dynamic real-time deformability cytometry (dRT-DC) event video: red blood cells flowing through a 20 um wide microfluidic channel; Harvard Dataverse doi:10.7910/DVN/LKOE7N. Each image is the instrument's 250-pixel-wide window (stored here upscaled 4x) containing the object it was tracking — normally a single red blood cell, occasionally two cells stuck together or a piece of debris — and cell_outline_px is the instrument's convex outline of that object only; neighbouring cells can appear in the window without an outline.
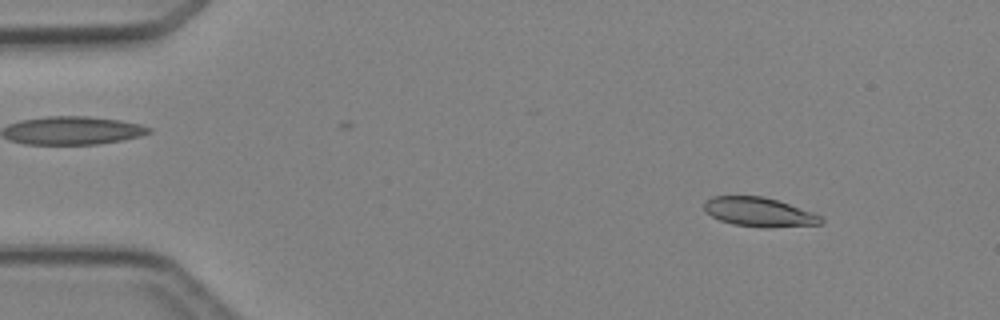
{"species": "Egyptian fruit bat (a non-hibernating species)", "species_latin": "Rousettus aegyptiacus", "temperature_condition": "cold", "stored_images_in_passage": 3, "camera_frame_rate_fps": 3000, "um_per_image_px": 0.085, "animal": {"sex": "female"}, "frame": {"image": 1, "passage_image": 1, "time_ms": 0.0, "image_size_px": [1000, 320], "cell_outline_px": [[824, 224], [768, 228], [764, 228], [732, 224], [720, 220], [712, 216], [704, 208], [704, 200], [712, 196], [764, 196], [812, 212], [820, 216], [824, 220]], "centroid_in_image_um": [64.53, 18.03], "position_along_channel_um": 20.5, "area_um2": 19.88}}